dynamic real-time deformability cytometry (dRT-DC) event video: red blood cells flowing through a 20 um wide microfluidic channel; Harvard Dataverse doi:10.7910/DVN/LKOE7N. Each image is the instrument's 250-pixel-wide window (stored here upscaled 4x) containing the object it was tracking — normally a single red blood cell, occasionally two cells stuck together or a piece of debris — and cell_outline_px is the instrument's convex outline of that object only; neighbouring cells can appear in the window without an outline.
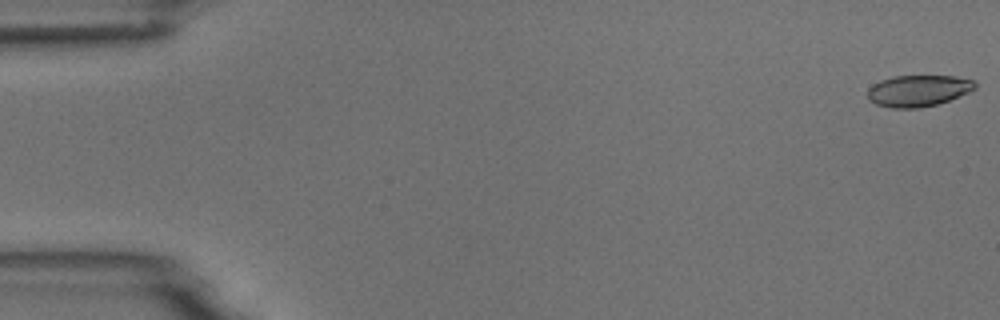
{"species": "common noctule bat (a hibernating species)", "species_latin": "Nyctalus noctula", "temperature_condition": "room temperature", "stored_images_in_passage": 54, "camera_frame_rate_fps": 3000, "um_per_image_px": 0.085, "animal": {"sex": "male", "body_mass_g": 18.8}, "frame": {"image": 1, "passage_image": 1, "time_ms": 0.0, "image_size_px": [1000, 320], "cell_outline_px": [[976, 88], [968, 92], [948, 100], [936, 104], [920, 108], [892, 108], [876, 104], [868, 100], [868, 88], [872, 84], [880, 80], [892, 76], [952, 76], [976, 80]], "centroid_in_image_um": [78.02, 7.7], "position_along_channel_um": 7.0, "area_um2": 19.71}}
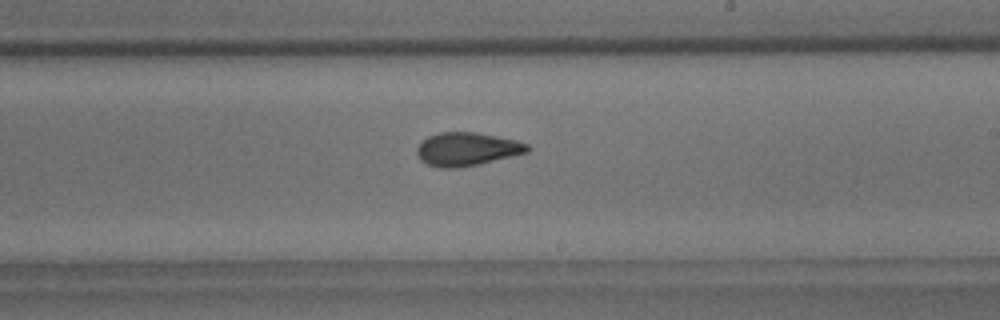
{"frame": {"image": 2, "passage_image": 32, "time_ms": 10.333, "image_size_px": [1000, 320], "cell_outline_px": [[532, 148], [528, 152], [512, 156], [476, 164], [456, 168], [440, 168], [428, 164], [420, 160], [416, 152], [416, 148], [428, 136], [440, 132], [476, 132], [516, 140], [528, 144]], "centroid_in_image_um": [39.69, 12.67], "position_along_channel_um": 249.3, "area_um2": 21.33}}
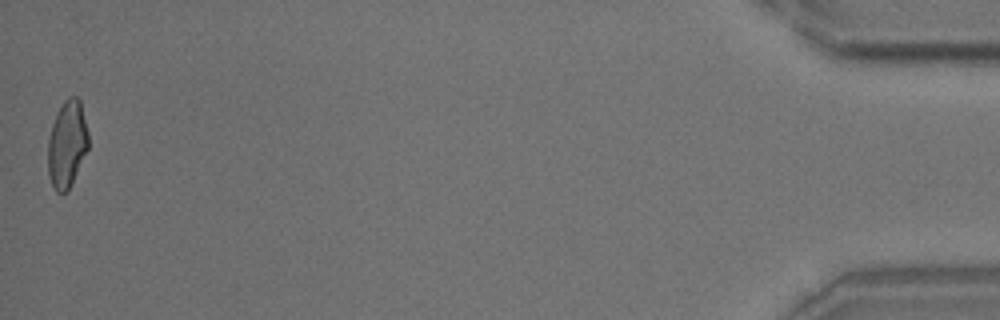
{"frame": {"image": 3, "passage_image": 54, "time_ms": 17.667, "image_size_px": [1000, 320], "cell_outline_px": [[88, 148], [68, 188], [64, 192], [56, 192], [48, 176], [48, 140], [52, 124], [64, 100], [68, 96], [76, 96], [80, 100], [88, 132]], "centroid_in_image_um": [5.69, 12.21], "position_along_channel_um": 429.5, "area_um2": 20.06}, "authors_computed_cell_mechanics": {"area_um2": 21.0103, "velocity_mm_per_s": 3.735, "shape_relaxation_time_tau1_ms": 5.5659, "shape_relaxation_time_tau2_ms": 2.251, "deformation_change_tau1": 0.1662, "deformation_change_tau2": 0.0911}}